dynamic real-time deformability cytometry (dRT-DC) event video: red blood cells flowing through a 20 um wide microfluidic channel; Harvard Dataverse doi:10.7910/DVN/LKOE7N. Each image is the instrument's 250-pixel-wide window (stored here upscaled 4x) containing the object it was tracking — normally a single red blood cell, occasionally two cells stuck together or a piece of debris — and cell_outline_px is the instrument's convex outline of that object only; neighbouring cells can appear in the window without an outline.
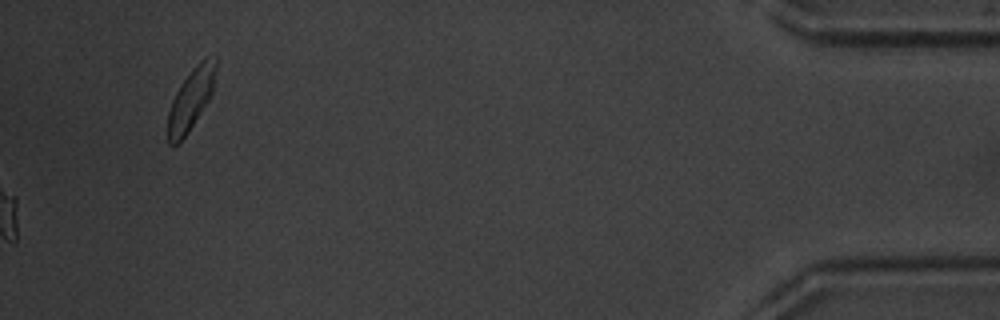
{"species": "common noctule bat (a hibernating species)", "species_latin": "Nyctalus noctula", "temperature_condition": "warm", "stored_images_in_passage": 53, "camera_frame_rate_fps": 3000, "um_per_image_px": 0.085, "animal": {"sex": "male", "body_mass_g": 20.1, "forearm_length_mm": 53.5}, "frame": {"image": 1, "passage_image": 53, "time_ms": 17.333, "image_size_px": [1000, 320], "cell_outline_px": [[216, 72], [212, 92], [208, 100], [188, 132], [180, 144], [168, 144], [168, 112], [172, 100], [180, 84], [192, 68], [204, 56], [216, 56]], "centroid_in_image_um": [16.23, 8.4], "position_along_channel_um": 419.0, "area_um2": 17.17}, "authors_computed_cell_mechanics": {"area_um2": 17.7446, "velocity_mm_per_s": 4.0032, "shape_relaxation_time_tau1_ms": 2.7956, "shape_relaxation_time_tau2_ms": 1.9612, "deformation_change_tau1": 0.1338, "deformation_change_tau2": 0.076}}